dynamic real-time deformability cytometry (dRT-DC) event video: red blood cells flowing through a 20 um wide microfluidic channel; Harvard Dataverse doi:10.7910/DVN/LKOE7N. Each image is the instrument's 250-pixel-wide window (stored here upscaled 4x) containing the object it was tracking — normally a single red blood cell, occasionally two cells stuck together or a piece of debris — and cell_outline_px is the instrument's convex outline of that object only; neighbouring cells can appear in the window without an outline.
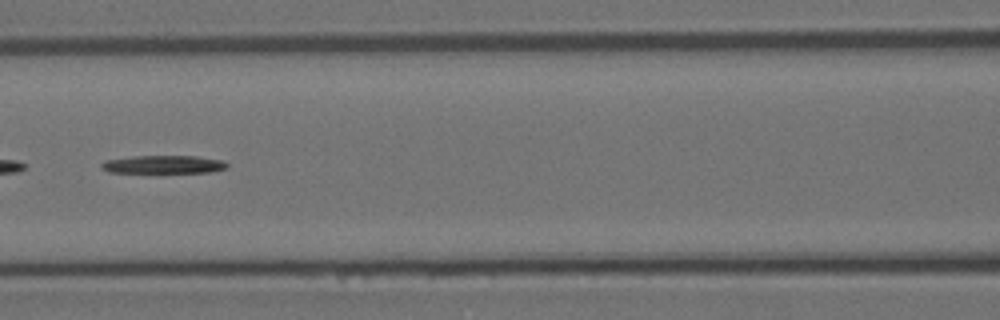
{"species": "Egyptian fruit bat (a non-hibernating species)", "species_latin": "Rousettus aegyptiacus", "temperature_condition": "room temperature", "stored_images_in_passage": 56, "camera_frame_rate_fps": 3000, "um_per_image_px": 0.085, "animal": {"sex": "female"}, "frame": {"image": 1, "passage_image": 25, "time_ms": 8.0, "image_size_px": [1000, 320], "cell_outline_px": [[228, 168], [208, 172], [108, 172], [100, 168], [100, 164], [104, 160], [132, 156], [196, 156], [220, 160], [228, 164]], "centroid_in_image_um": [13.84, 13.97], "position_along_channel_um": 152.8, "area_um2": 13.12}}
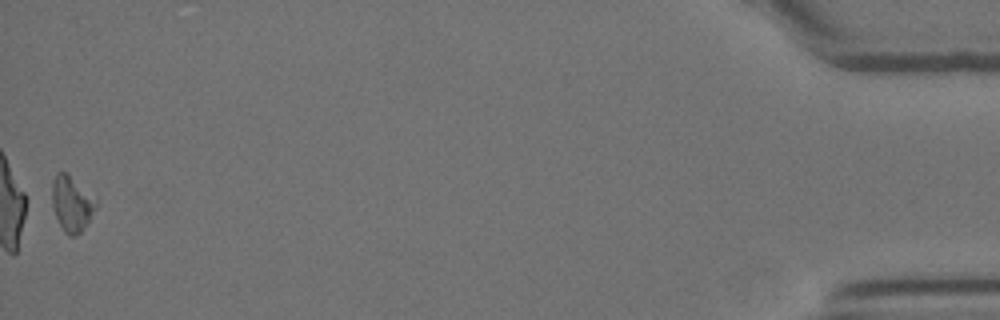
{"frame": {"image": 2, "passage_image": 56, "time_ms": 18.333, "image_size_px": [1000, 320], "cell_outline_px": [[96, 208], [88, 224], [80, 232], [72, 236], [68, 236], [64, 232], [56, 216], [52, 204], [52, 180], [56, 172], [68, 172], [96, 200]], "centroid_in_image_um": [6.08, 17.3], "position_along_channel_um": 429.1, "area_um2": 14.16}, "authors_computed_cell_mechanics": {"area_um2": 14.161, "velocity_mm_per_s": 3.5792, "shape_relaxation_time_tau1_ms": 7.7537, "shape_relaxation_time_tau2_ms": null, "deformation_change_tau1": 0.1796, "deformation_change_tau2": null}}